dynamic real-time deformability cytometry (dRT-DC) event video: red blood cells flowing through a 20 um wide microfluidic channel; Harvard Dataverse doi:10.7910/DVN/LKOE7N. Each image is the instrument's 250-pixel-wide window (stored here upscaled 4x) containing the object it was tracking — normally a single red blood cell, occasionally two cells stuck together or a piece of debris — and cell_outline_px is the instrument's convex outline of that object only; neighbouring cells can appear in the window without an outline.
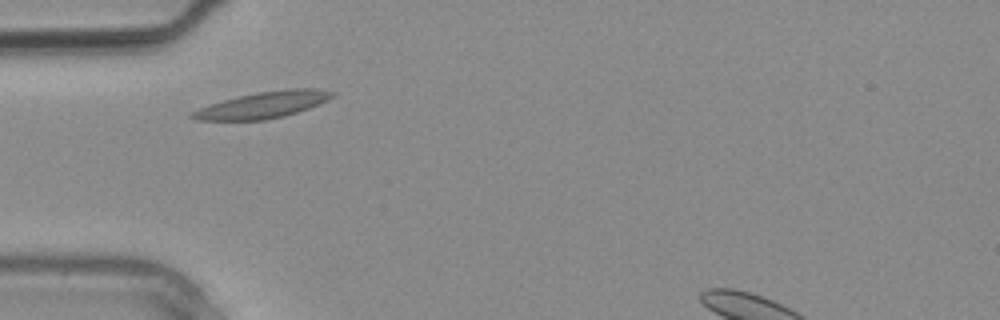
{"species": "common noctule bat (a hibernating species)", "species_latin": "Nyctalus noctula", "temperature_condition": "warm", "stored_images_in_passage": 1, "camera_frame_rate_fps": 3000, "um_per_image_px": 0.085, "animal": {"sex": "male", "body_mass_g": 20.4}, "frame": {"image": 1, "passage_image": 1, "time_ms": 0.0, "image_size_px": [1000, 320], "cell_outline_px": [[336, 92], [328, 100], [308, 108], [284, 116], [264, 120], [196, 120], [188, 116], [192, 112], [200, 108], [236, 96], [256, 92], [288, 88], [320, 88]], "centroid_in_image_um": [22.39, 8.9], "position_along_channel_um": 62.6, "area_um2": 21.5}}